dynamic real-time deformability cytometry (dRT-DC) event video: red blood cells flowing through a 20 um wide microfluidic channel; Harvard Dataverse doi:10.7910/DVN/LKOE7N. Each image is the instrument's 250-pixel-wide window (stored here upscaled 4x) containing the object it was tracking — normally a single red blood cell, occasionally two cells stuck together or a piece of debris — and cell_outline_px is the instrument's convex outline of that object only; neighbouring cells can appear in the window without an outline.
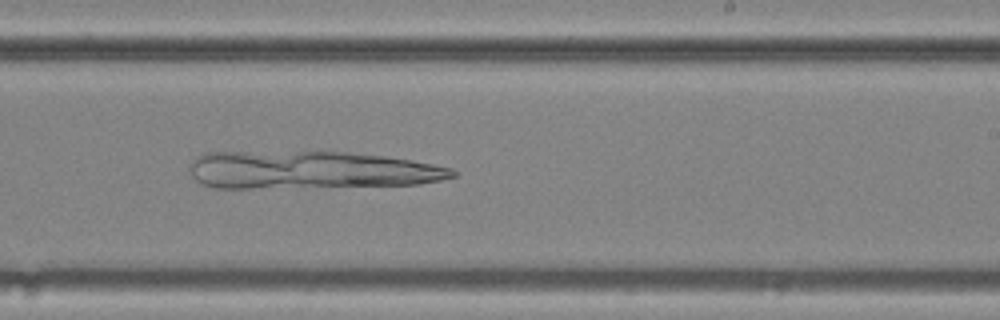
{"species": "common noctule bat (a hibernating species)", "species_latin": "Nyctalus noctula", "temperature_condition": "cold", "stored_images_in_passage": 50, "camera_frame_rate_fps": 3000, "um_per_image_px": 0.085, "animal": {"sex": "female", "body_mass_g": 25.1}, "frame": {"image": 1, "passage_image": 29, "time_ms": 9.333, "image_size_px": [1000, 320], "cell_outline_px": [[456, 176], [440, 180], [420, 184], [252, 188], [212, 188], [200, 184], [192, 176], [188, 168], [192, 160], [196, 156], [204, 152], [348, 152], [384, 156], [412, 160], [452, 168], [456, 172]], "centroid_in_image_um": [26.34, 14.45], "position_along_channel_um": 262.7, "area_um2": 57.8}}